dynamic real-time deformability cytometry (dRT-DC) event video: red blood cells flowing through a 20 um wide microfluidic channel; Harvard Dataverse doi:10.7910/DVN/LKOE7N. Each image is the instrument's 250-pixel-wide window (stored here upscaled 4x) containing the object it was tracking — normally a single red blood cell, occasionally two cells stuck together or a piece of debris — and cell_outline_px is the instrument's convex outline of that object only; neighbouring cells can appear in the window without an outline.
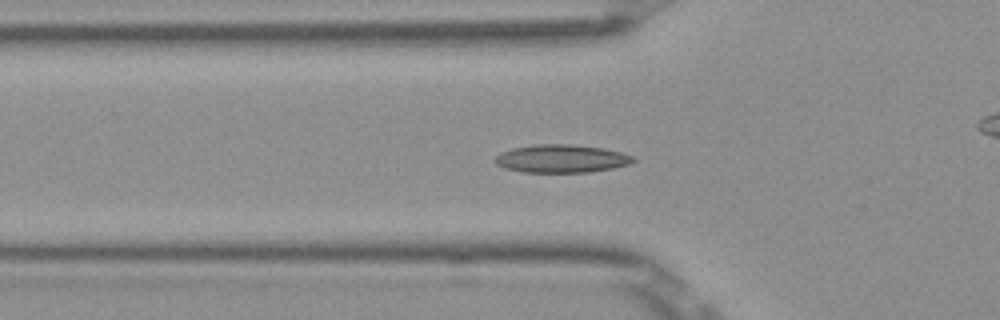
{"species": "Egyptian fruit bat (a non-hibernating species)", "species_latin": "Rousettus aegyptiacus", "temperature_condition": "room temperature", "stored_images_in_passage": 54, "camera_frame_rate_fps": 3000, "um_per_image_px": 0.085, "frame": {"image": 1, "passage_image": 18, "time_ms": 5.667, "image_size_px": [1000, 320], "cell_outline_px": [[636, 160], [628, 164], [612, 168], [588, 172], [524, 172], [504, 168], [496, 164], [492, 160], [500, 152], [512, 148], [536, 144], [572, 144], [604, 148], [620, 152], [632, 156]], "centroid_in_image_um": [47.67, 13.48], "position_along_channel_um": 78.1, "area_um2": 22.6}}
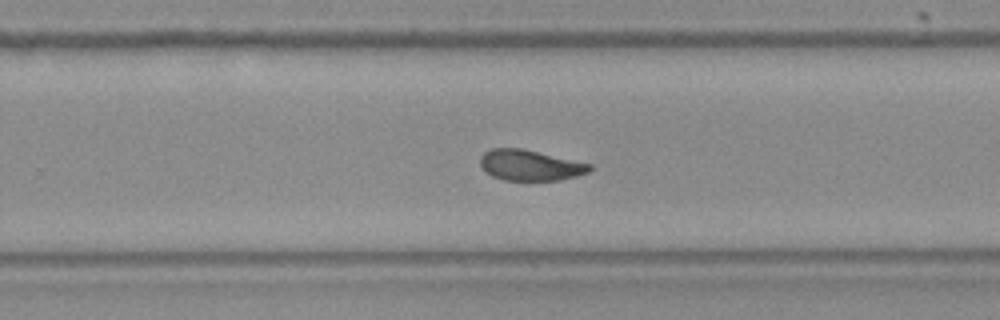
{"frame": {"image": 2, "passage_image": 34, "time_ms": 11.0, "image_size_px": [1000, 320], "cell_outline_px": [[592, 168], [588, 172], [576, 176], [560, 180], [504, 180], [492, 176], [484, 172], [480, 164], [480, 156], [484, 152], [492, 148], [520, 148], [592, 164]], "centroid_in_image_um": [45.02, 14.05], "position_along_channel_um": 284.8, "area_um2": 19.54}}
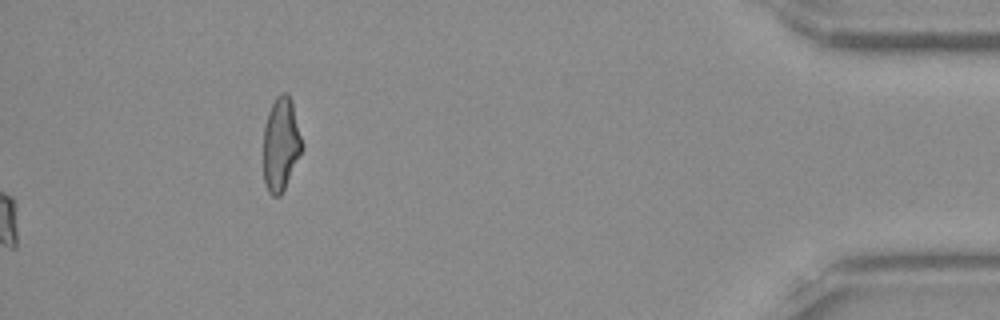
{"frame": {"image": 3, "passage_image": 54, "time_ms": 17.667, "image_size_px": [1000, 320], "cell_outline_px": [[304, 148], [280, 196], [272, 196], [268, 192], [264, 184], [264, 124], [268, 112], [276, 96], [280, 92], [288, 92], [292, 100], [304, 144]], "centroid_in_image_um": [23.89, 12.22], "position_along_channel_um": 411.3, "area_um2": 21.39}, "authors_computed_cell_mechanics": {"area_um2": 20.519, "velocity_mm_per_s": 3.8632, "shape_relaxation_time_tau1_ms": null, "shape_relaxation_time_tau2_ms": 2.8639, "deformation_change_tau1": null, "deformation_change_tau2": 0.0782}}